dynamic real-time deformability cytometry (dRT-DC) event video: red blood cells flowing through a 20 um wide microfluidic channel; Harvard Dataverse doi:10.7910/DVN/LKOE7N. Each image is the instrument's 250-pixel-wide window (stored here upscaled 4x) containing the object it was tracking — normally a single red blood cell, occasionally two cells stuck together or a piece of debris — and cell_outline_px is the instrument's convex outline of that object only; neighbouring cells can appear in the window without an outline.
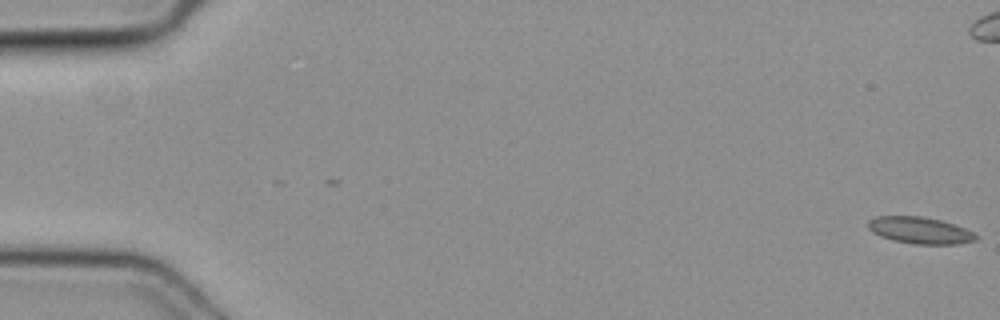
{"species": "common noctule bat (a hibernating species)", "species_latin": "Nyctalus noctula", "temperature_condition": "cold", "stored_images_in_passage": 51, "camera_frame_rate_fps": 3000, "um_per_image_px": 0.085, "animal": {"sex": "female", "body_mass_g": 19.3, "forearm_length_mm": 54.1}, "frame": {"image": 1, "passage_image": 1, "time_ms": 0.0, "image_size_px": [1000, 320], "cell_outline_px": [[976, 240], [956, 244], [912, 244], [892, 240], [880, 236], [872, 232], [868, 228], [868, 220], [876, 216], [920, 216], [940, 220], [964, 228], [972, 232], [976, 236]], "centroid_in_image_um": [78.13, 19.58], "position_along_channel_um": 6.9, "area_um2": 16.65}}
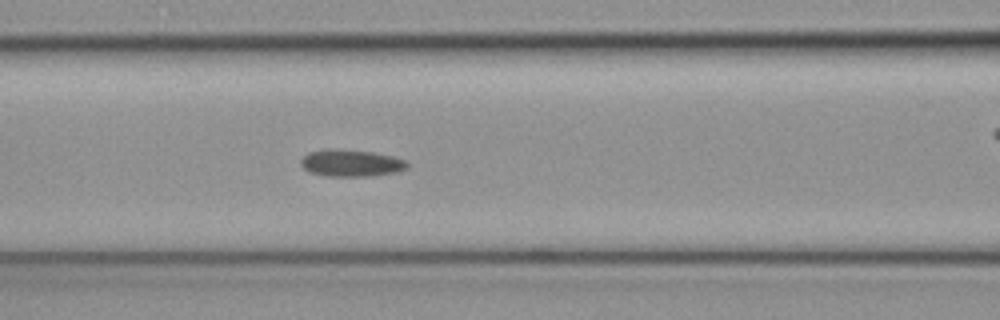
{"frame": {"image": 2, "passage_image": 22, "time_ms": 7.0, "image_size_px": [1000, 320], "cell_outline_px": [[408, 168], [400, 172], [372, 176], [324, 176], [308, 172], [300, 164], [300, 160], [308, 152], [372, 152], [392, 156], [404, 160], [408, 164]], "centroid_in_image_um": [29.9, 13.93], "position_along_channel_um": 136.7, "area_um2": 15.95}}
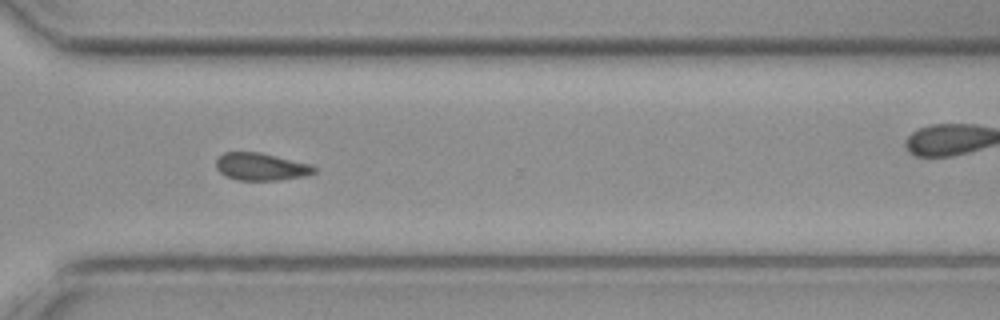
{"frame": {"image": 3, "passage_image": 37, "time_ms": 12.0, "image_size_px": [1000, 320], "cell_outline_px": [[316, 172], [308, 176], [280, 180], [236, 180], [224, 176], [216, 168], [216, 160], [224, 152], [260, 152], [312, 164], [316, 168]], "centroid_in_image_um": [22.21, 14.18], "position_along_channel_um": 348.4, "area_um2": 15.95}}